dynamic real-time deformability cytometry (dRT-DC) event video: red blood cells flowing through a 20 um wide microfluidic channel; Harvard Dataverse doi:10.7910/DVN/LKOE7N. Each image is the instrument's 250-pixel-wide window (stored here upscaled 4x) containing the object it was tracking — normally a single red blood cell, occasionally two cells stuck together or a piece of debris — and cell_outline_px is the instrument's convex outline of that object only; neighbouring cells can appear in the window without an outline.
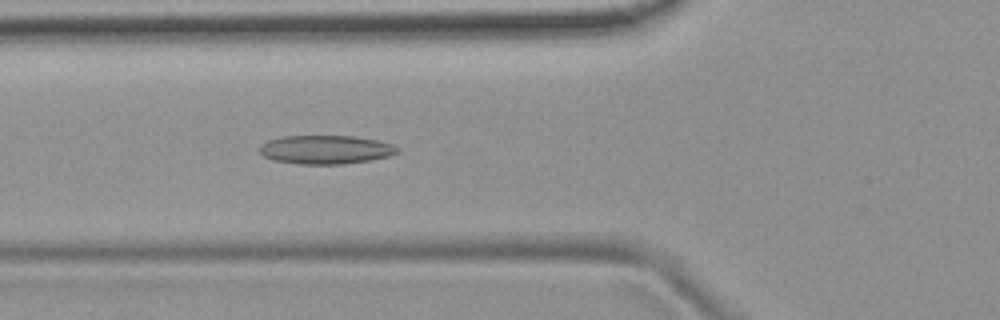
{"species": "common noctule bat (a hibernating species)", "species_latin": "Nyctalus noctula", "temperature_condition": "room temperature", "stored_images_in_passage": 51, "camera_frame_rate_fps": 3000, "um_per_image_px": 0.085, "animal": {"sex": "female", "body_mass_g": 19.9}, "frame": {"image": 1, "passage_image": 17, "time_ms": 5.333, "image_size_px": [1000, 320], "cell_outline_px": [[400, 152], [388, 156], [368, 160], [344, 164], [300, 164], [272, 160], [264, 156], [260, 152], [260, 144], [268, 140], [284, 136], [352, 136], [376, 140], [392, 144], [400, 148]], "centroid_in_image_um": [27.68, 12.72], "position_along_channel_um": 98.1, "area_um2": 23.0}}
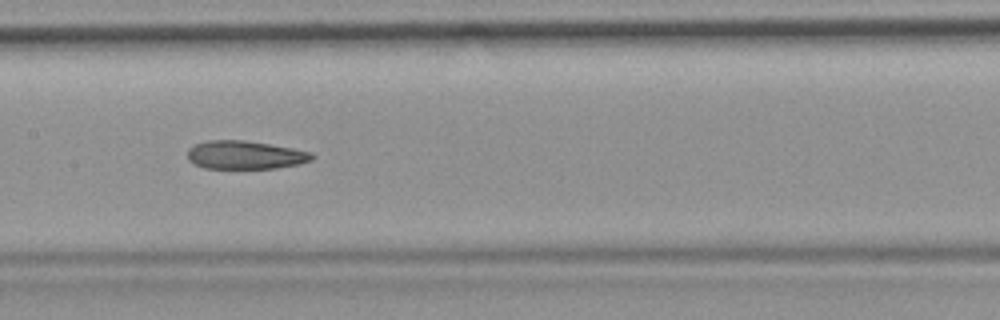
{"frame": {"image": 2, "passage_image": 24, "time_ms": 7.667, "image_size_px": [1000, 320], "cell_outline_px": [[312, 160], [300, 164], [276, 168], [204, 168], [188, 160], [188, 148], [196, 144], [208, 140], [244, 140], [292, 148], [312, 152]], "centroid_in_image_um": [20.83, 13.17], "position_along_channel_um": 186.6, "area_um2": 20.4}}
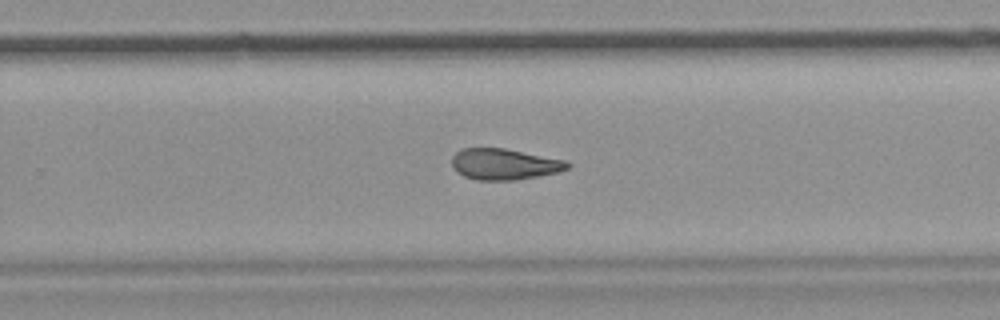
{"frame": {"image": 3, "passage_image": 32, "time_ms": 10.333, "image_size_px": [1000, 320], "cell_outline_px": [[572, 164], [568, 168], [560, 172], [540, 176], [516, 180], [476, 180], [464, 176], [456, 172], [452, 168], [452, 156], [456, 152], [464, 148], [504, 148], [568, 160]], "centroid_in_image_um": [42.9, 13.96], "position_along_channel_um": 286.9, "area_um2": 21.27}, "authors_computed_cell_mechanics": {"area_um2": 22.0218, "velocity_mm_per_s": 3.7918, "shape_relaxation_time_tau1_ms": null, "shape_relaxation_time_tau2_ms": 5.8598, "deformation_change_tau1": null, "deformation_change_tau2": 0.1511}}